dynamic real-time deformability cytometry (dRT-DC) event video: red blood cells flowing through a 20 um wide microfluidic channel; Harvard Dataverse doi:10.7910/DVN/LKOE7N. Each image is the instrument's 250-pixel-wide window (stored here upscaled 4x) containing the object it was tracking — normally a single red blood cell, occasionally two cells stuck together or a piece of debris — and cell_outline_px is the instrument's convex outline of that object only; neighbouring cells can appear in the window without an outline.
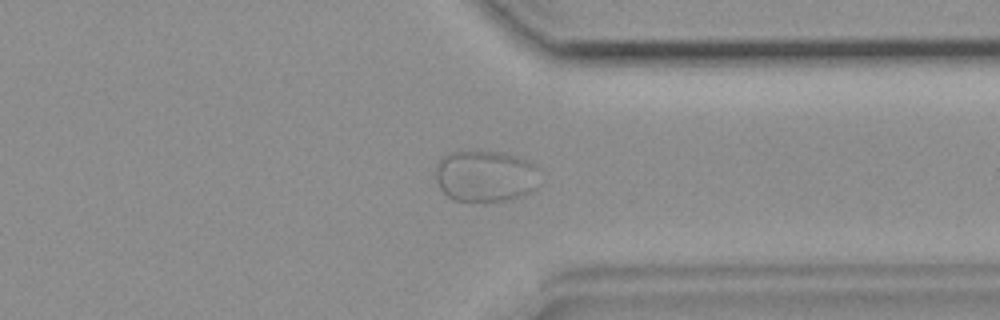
{"species": "common noctule bat (a hibernating species)", "species_latin": "Nyctalus noctula", "temperature_condition": "room temperature", "stored_images_in_passage": 45, "camera_frame_rate_fps": 3000, "um_per_image_px": 0.085, "animal": {"sex": "female", "body_mass_g": 19.9}, "frame": {"image": 1, "passage_image": 35, "time_ms": 11.333, "image_size_px": [1000, 320], "cell_outline_px": [[536, 188], [524, 196], [508, 200], [452, 200], [440, 188], [436, 180], [436, 160], [452, 152], [504, 152], [516, 156], [536, 164]], "centroid_in_image_um": [41.24, 14.96], "position_along_channel_um": 370.2, "area_um2": 30.98}}